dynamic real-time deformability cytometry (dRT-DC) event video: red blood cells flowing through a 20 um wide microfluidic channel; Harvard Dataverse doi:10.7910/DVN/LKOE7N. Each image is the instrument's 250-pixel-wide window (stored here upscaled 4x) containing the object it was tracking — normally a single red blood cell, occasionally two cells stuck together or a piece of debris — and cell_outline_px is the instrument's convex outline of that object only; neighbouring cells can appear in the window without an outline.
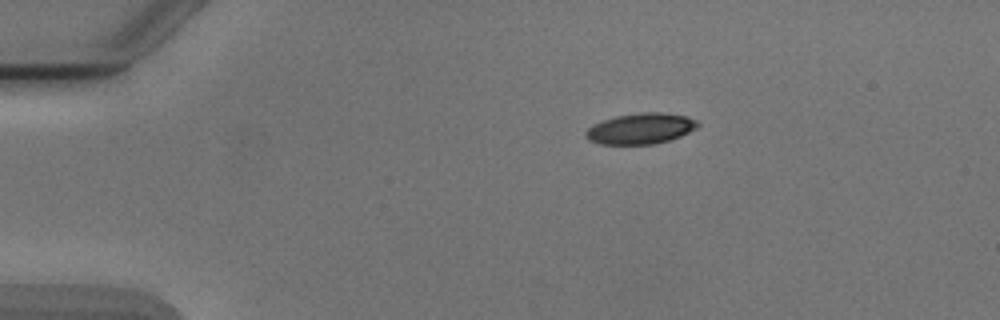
{"species": "Egyptian fruit bat (a non-hibernating species)", "species_latin": "Rousettus aegyptiacus", "temperature_condition": "cold", "stored_images_in_passage": 4, "camera_frame_rate_fps": 3000, "um_per_image_px": 0.085, "animal": {"sex": "male"}, "frame": {"image": 1, "passage_image": 1, "time_ms": 0.0, "image_size_px": [1000, 320], "cell_outline_px": [[700, 124], [696, 128], [680, 136], [656, 144], [600, 144], [588, 140], [584, 136], [584, 132], [588, 128], [604, 120], [616, 116], [644, 112], [660, 112], [688, 116], [696, 120]], "centroid_in_image_um": [54.45, 10.93], "position_along_channel_um": 30.5, "area_um2": 20.0}}
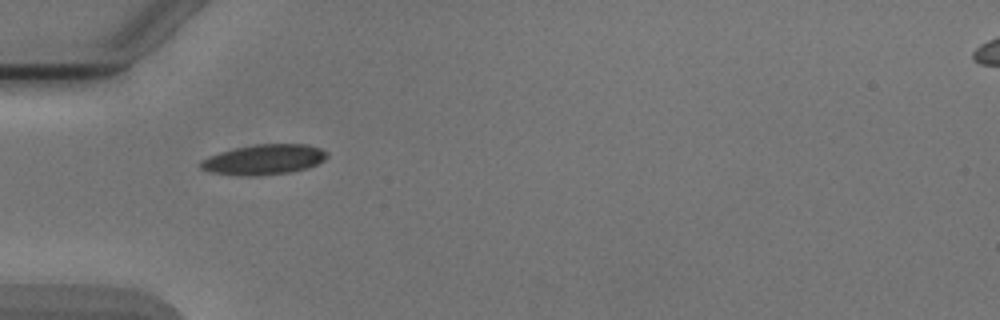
{"frame": {"image": 2, "passage_image": 3, "time_ms": 2.333, "image_size_px": [1000, 320], "cell_outline_px": [[328, 156], [324, 160], [308, 168], [292, 172], [256, 176], [248, 176], [208, 172], [200, 168], [200, 160], [208, 156], [220, 152], [236, 148], [256, 144], [308, 144], [320, 148], [328, 152]], "centroid_in_image_um": [22.44, 13.56], "position_along_channel_um": 62.6, "area_um2": 22.37}}
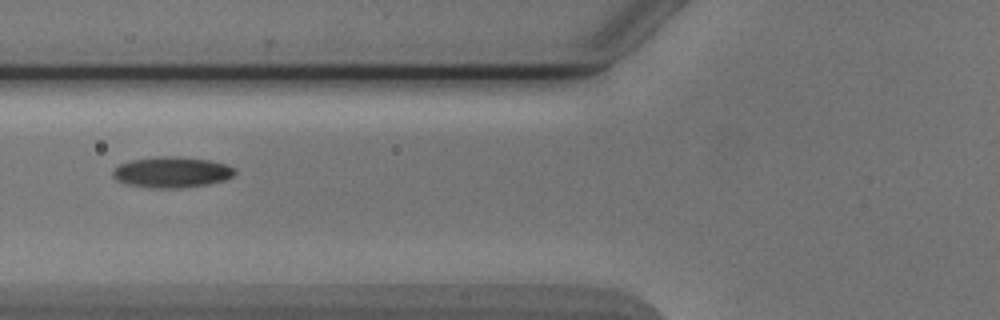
{"frame": {"image": 3, "passage_image": 4, "time_ms": 3.667, "image_size_px": [1000, 320], "cell_outline_px": [[236, 172], [232, 176], [224, 180], [208, 184], [180, 188], [152, 188], [128, 184], [116, 180], [112, 176], [112, 172], [120, 164], [132, 160], [156, 156], [180, 156], [212, 160], [228, 164], [236, 168]], "centroid_in_image_um": [14.64, 14.62], "position_along_channel_um": 111.2, "area_um2": 22.14}}